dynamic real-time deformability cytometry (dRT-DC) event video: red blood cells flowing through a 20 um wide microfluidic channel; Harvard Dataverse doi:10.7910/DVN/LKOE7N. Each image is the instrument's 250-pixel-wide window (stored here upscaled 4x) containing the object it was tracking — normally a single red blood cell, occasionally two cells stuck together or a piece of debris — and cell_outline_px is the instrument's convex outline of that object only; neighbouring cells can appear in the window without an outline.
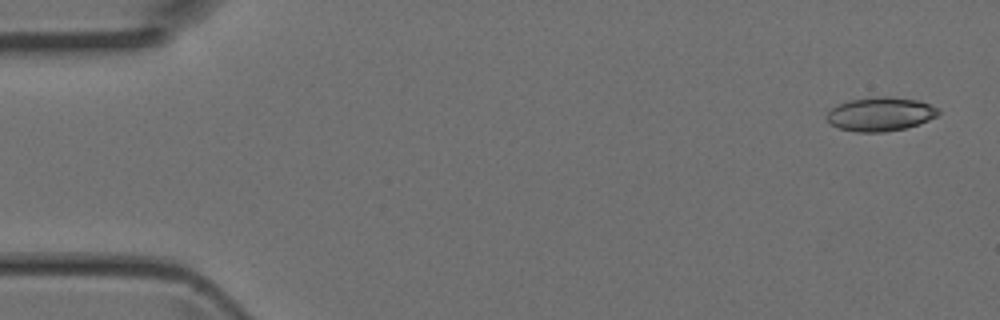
{"species": "Egyptian fruit bat (a non-hibernating species)", "species_latin": "Rousettus aegyptiacus", "temperature_condition": "room temperature", "stored_images_in_passage": 5, "camera_frame_rate_fps": 3000, "um_per_image_px": 0.085, "animal": {"sex": "female"}, "frame": {"image": 1, "passage_image": 1, "time_ms": 0.0, "image_size_px": [1000, 320], "cell_outline_px": [[940, 112], [936, 116], [928, 120], [904, 128], [884, 132], [856, 132], [840, 128], [832, 124], [824, 116], [832, 108], [848, 100], [876, 96], [888, 96], [920, 100], [936, 108]], "centroid_in_image_um": [74.81, 9.69], "position_along_channel_um": 10.2, "area_um2": 21.85}}
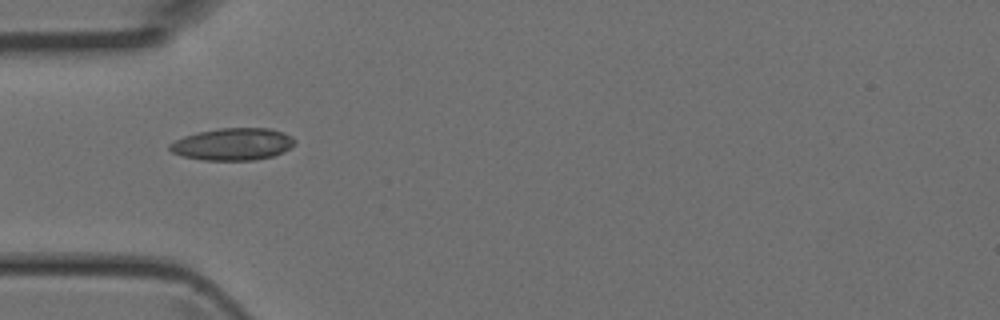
{"frame": {"image": 2, "passage_image": 4, "time_ms": 1.0, "image_size_px": [1000, 320], "cell_outline_px": [[296, 144], [284, 152], [272, 156], [256, 160], [204, 160], [184, 156], [172, 152], [168, 148], [168, 144], [184, 136], [200, 132], [220, 128], [268, 128], [284, 132], [292, 136], [296, 140]], "centroid_in_image_um": [19.83, 12.25], "position_along_channel_um": 65.2, "area_um2": 23.47}}
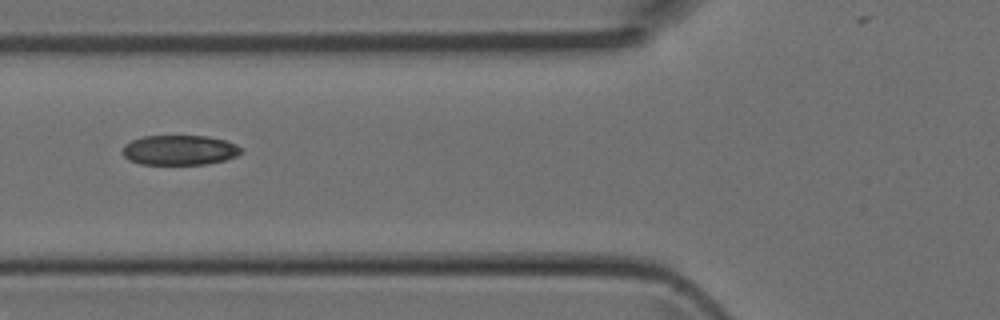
{"frame": {"image": 3, "passage_image": 5, "time_ms": 1.333, "image_size_px": [1000, 320], "cell_outline_px": [[244, 148], [236, 156], [224, 160], [204, 164], [140, 164], [128, 160], [120, 152], [124, 144], [132, 140], [144, 136], [208, 136], [224, 140], [236, 144]], "centroid_in_image_um": [15.22, 12.75], "position_along_channel_um": 110.6, "area_um2": 20.75}}